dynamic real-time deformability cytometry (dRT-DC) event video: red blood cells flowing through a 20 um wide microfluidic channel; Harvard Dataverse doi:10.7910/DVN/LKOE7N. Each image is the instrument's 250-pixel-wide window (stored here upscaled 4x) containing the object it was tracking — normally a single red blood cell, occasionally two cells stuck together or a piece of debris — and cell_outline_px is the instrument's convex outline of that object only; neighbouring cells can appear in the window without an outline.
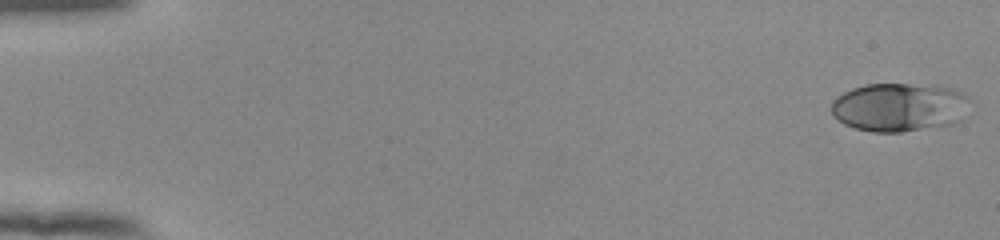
{"species": "human", "species_latin": "Homo sapiens", "temperature_condition": "room temperature", "stored_images_in_passage": 53, "camera_frame_rate_fps": 3000, "um_per_image_px": 0.085, "donor": {"sex": "female"}, "frame": {"image": 1, "passage_image": 1, "time_ms": 0.0, "image_size_px": [1000, 240], "cell_outline_px": [[968, 96], [964, 120], [952, 124], [900, 132], [872, 132], [856, 128], [844, 124], [832, 116], [832, 100], [836, 96], [852, 88], [864, 84], [908, 84], [948, 88], [960, 92]], "centroid_in_image_um": [76.4, 9.12], "position_along_channel_um": 8.6, "area_um2": 39.13}}
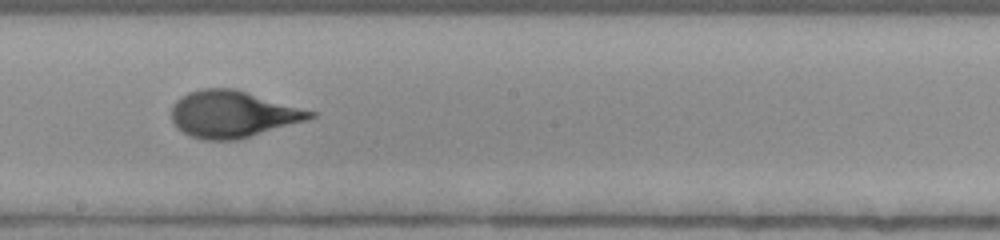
{"frame": {"image": 2, "passage_image": 31, "time_ms": 10.0, "image_size_px": [1000, 240], "cell_outline_px": [[316, 116], [308, 120], [236, 140], [204, 140], [192, 136], [176, 128], [172, 120], [172, 104], [180, 96], [188, 92], [204, 88], [236, 88], [316, 112]], "centroid_in_image_um": [19.77, 9.69], "position_along_channel_um": 228.4, "area_um2": 37.86}}
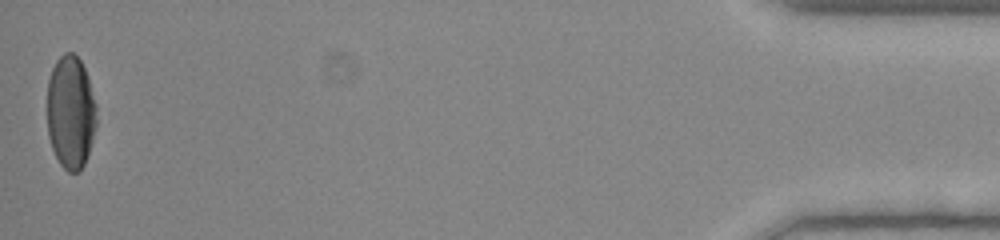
{"frame": {"image": 3, "passage_image": 53, "time_ms": 17.333, "image_size_px": [1000, 240], "cell_outline_px": [[96, 124], [88, 156], [80, 172], [68, 172], [60, 164], [52, 148], [48, 136], [48, 80], [52, 68], [56, 60], [64, 52], [72, 52], [80, 60], [84, 68], [96, 104]], "centroid_in_image_um": [6.0, 9.55], "position_along_channel_um": 429.2, "area_um2": 32.54}, "authors_computed_cell_mechanics": {"area_um2": 36.9342, "velocity_mm_per_s": 3.8973, "shape_relaxation_time_tau1_ms": 3.5896, "shape_relaxation_time_tau2_ms": null, "deformation_change_tau1": 0.1898, "deformation_change_tau2": null}}